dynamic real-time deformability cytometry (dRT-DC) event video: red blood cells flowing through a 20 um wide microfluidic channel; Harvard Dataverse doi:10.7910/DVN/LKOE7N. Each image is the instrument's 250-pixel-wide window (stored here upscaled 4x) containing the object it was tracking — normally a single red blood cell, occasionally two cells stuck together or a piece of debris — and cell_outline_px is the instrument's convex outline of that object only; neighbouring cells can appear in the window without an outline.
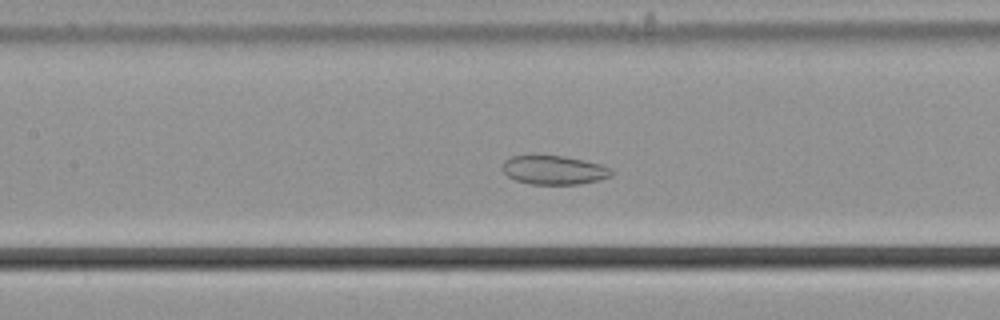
{"species": "common noctule bat (a hibernating species)", "species_latin": "Nyctalus noctula", "temperature_condition": "cold", "stored_images_in_passage": 42, "camera_frame_rate_fps": 3000, "um_per_image_px": 0.085, "animal": {"sex": "male", "body_mass_g": 21.5, "forearm_length_mm": 52.0}, "frame": {"image": 1, "passage_image": 27, "time_ms": 8.667, "image_size_px": [1000, 320], "cell_outline_px": [[616, 172], [612, 176], [600, 180], [580, 184], [532, 184], [516, 180], [508, 176], [504, 172], [504, 160], [512, 156], [564, 156], [584, 160], [600, 164], [612, 168]], "centroid_in_image_um": [47.17, 14.46], "position_along_channel_um": 160.2, "area_um2": 18.32}}
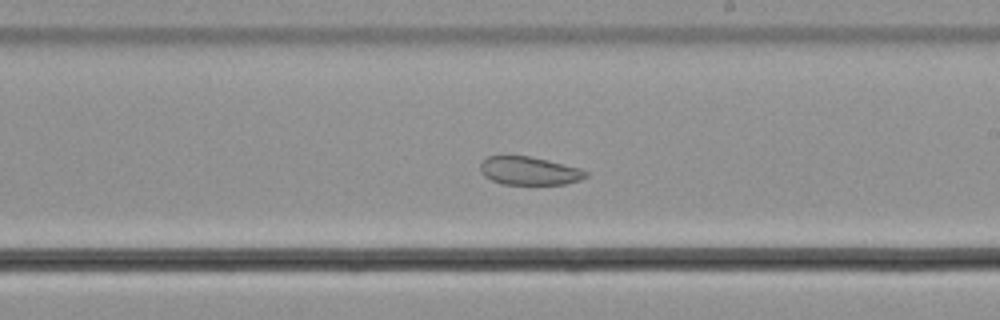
{"frame": {"image": 2, "passage_image": 34, "time_ms": 11.0, "image_size_px": [1000, 320], "cell_outline_px": [[588, 176], [580, 180], [564, 184], [504, 184], [492, 180], [484, 176], [480, 172], [480, 164], [488, 156], [528, 156], [548, 160], [580, 168], [588, 172]], "centroid_in_image_um": [44.99, 14.52], "position_along_channel_um": 244.0, "area_um2": 17.28}}
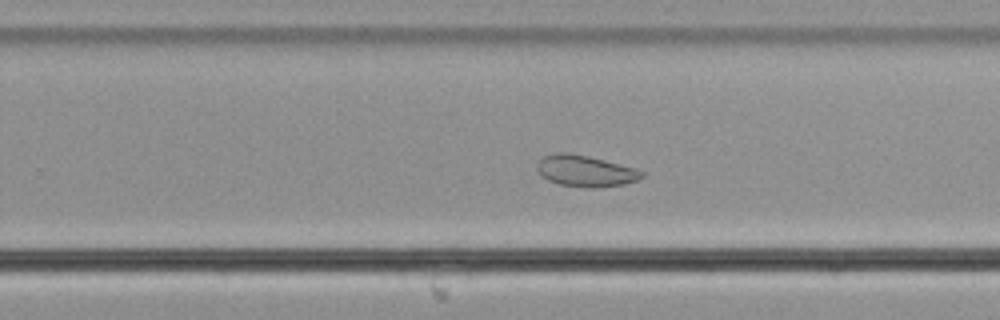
{"frame": {"image": 3, "passage_image": 37, "time_ms": 12.0, "image_size_px": [1000, 320], "cell_outline_px": [[644, 176], [636, 180], [624, 184], [596, 188], [588, 188], [560, 184], [548, 180], [540, 176], [536, 168], [536, 164], [544, 156], [556, 152], [568, 152], [588, 156], [636, 168], [644, 172]], "centroid_in_image_um": [49.73, 14.53], "position_along_channel_um": 280.1, "area_um2": 19.19}, "authors_computed_cell_mechanics": {"area_um2": 23.0911, "velocity_mm_per_s": 3.5935, "shape_relaxation_time_tau1_ms": null, "shape_relaxation_time_tau2_ms": 4.5493, "deformation_change_tau1": null, "deformation_change_tau2": 0.0867}}